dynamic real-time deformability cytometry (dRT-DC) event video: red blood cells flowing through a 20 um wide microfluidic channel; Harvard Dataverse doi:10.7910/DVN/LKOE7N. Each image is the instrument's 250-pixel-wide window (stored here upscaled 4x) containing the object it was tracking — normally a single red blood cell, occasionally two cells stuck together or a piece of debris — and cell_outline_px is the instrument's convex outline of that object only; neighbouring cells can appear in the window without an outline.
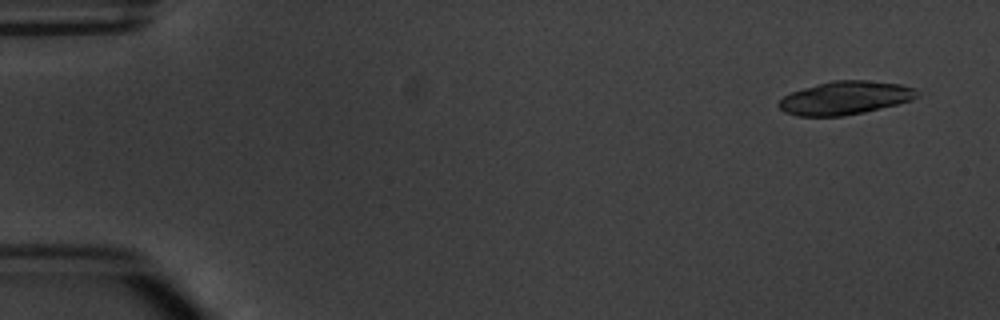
{"species": "common noctule bat (a hibernating species)", "species_latin": "Nyctalus noctula", "temperature_condition": "warm", "stored_images_in_passage": 8, "camera_frame_rate_fps": 3000, "um_per_image_px": 0.085, "animal": {"sex": "male", "body_mass_g": 20.1, "forearm_length_mm": 53.5}, "frame": {"image": 1, "passage_image": 1, "time_ms": 0.0, "image_size_px": [1000, 320], "cell_outline_px": [[920, 96], [912, 100], [864, 112], [844, 116], [796, 116], [784, 112], [776, 104], [784, 96], [792, 92], [816, 84], [832, 80], [864, 80], [900, 84], [916, 88]], "centroid_in_image_um": [71.84, 8.32], "position_along_channel_um": 13.2, "area_um2": 26.88}}
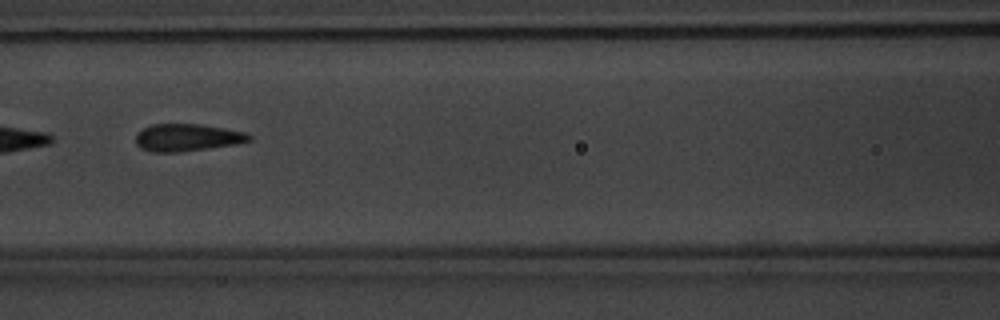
{"frame": {"image": 2, "passage_image": 7, "time_ms": 7.0, "image_size_px": [1000, 320], "cell_outline_px": [[252, 140], [236, 144], [180, 152], [152, 152], [140, 148], [136, 144], [136, 132], [152, 124], [200, 124], [224, 128], [244, 132], [252, 136]], "centroid_in_image_um": [15.89, 11.69], "position_along_channel_um": 150.7, "area_um2": 18.09}}
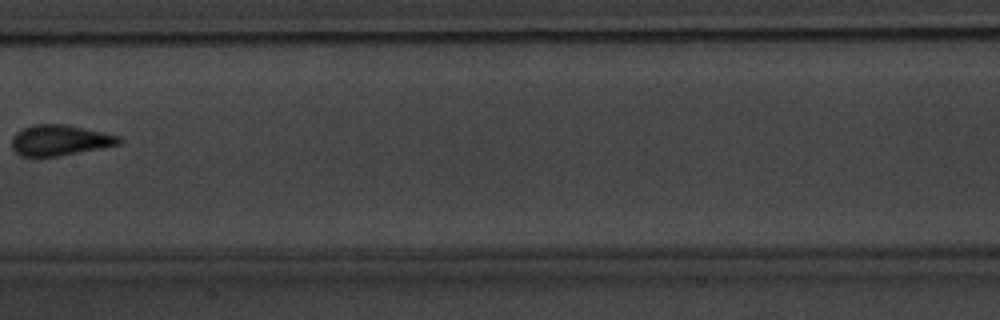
{"frame": {"image": 3, "passage_image": 8, "time_ms": 8.333, "image_size_px": [1000, 320], "cell_outline_px": [[120, 144], [60, 156], [20, 156], [12, 148], [12, 136], [16, 132], [32, 124], [64, 124], [104, 132], [120, 136]], "centroid_in_image_um": [5.06, 11.91], "position_along_channel_um": 202.3, "area_um2": 19.07}}